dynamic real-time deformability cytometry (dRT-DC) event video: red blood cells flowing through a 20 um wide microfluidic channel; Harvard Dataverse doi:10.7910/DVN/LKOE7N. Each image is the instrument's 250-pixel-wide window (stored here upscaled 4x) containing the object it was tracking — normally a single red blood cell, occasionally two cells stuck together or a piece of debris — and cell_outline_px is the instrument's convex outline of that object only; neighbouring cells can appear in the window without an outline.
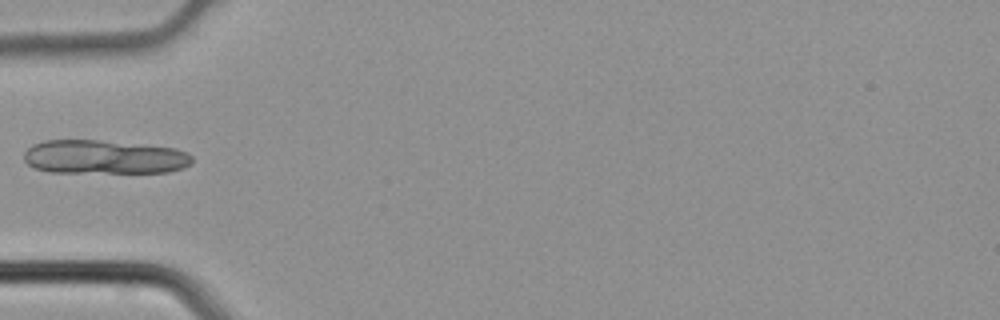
{"species": "common noctule bat (a hibernating species)", "species_latin": "Nyctalus noctula", "temperature_condition": "cold", "stored_images_in_passage": 4, "camera_frame_rate_fps": 3000, "um_per_image_px": 0.085, "animal": {"sex": "male", "body_mass_g": 21.5, "forearm_length_mm": 52.0}, "frame": {"image": 1, "passage_image": 4, "time_ms": 1.0, "image_size_px": [1000, 320], "cell_outline_px": [[192, 164], [184, 168], [168, 172], [48, 172], [36, 168], [28, 164], [24, 160], [24, 152], [32, 144], [44, 140], [100, 140], [176, 148], [188, 152], [192, 156]], "centroid_in_image_um": [8.86, 13.34], "position_along_channel_um": 76.1, "area_um2": 33.35}}